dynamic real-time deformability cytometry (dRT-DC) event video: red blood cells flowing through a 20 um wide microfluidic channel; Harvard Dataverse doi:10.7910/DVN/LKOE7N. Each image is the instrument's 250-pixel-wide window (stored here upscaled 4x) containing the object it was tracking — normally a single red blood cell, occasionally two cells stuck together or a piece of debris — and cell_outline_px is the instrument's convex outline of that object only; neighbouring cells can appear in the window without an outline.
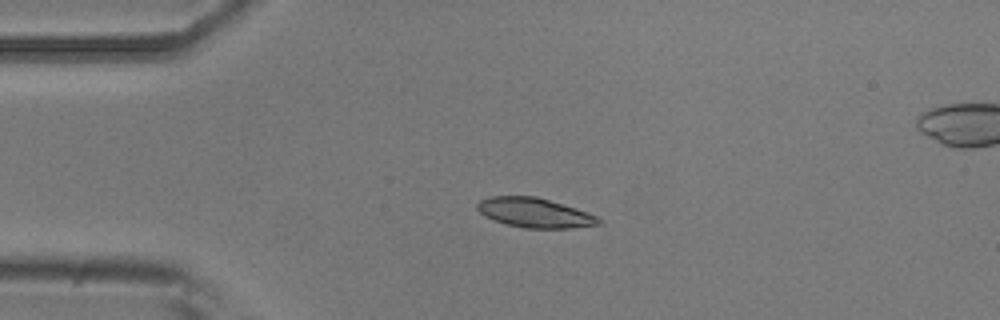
{"species": "common noctule bat (a hibernating species)", "species_latin": "Nyctalus noctula", "temperature_condition": "room temperature", "stored_images_in_passage": 5, "camera_frame_rate_fps": 3000, "um_per_image_px": 0.085, "animal": {"sex": "male", "body_mass_g": 20.5, "forearm_length_mm": 52.5}, "frame": {"image": 1, "passage_image": 3, "time_ms": 3.333, "image_size_px": [1000, 320], "cell_outline_px": [[604, 224], [572, 228], [524, 228], [508, 224], [484, 216], [476, 208], [476, 204], [480, 200], [492, 196], [536, 196], [576, 208], [588, 212], [596, 216]], "centroid_in_image_um": [45.46, 18.08], "position_along_channel_um": 39.5, "area_um2": 20.87}}